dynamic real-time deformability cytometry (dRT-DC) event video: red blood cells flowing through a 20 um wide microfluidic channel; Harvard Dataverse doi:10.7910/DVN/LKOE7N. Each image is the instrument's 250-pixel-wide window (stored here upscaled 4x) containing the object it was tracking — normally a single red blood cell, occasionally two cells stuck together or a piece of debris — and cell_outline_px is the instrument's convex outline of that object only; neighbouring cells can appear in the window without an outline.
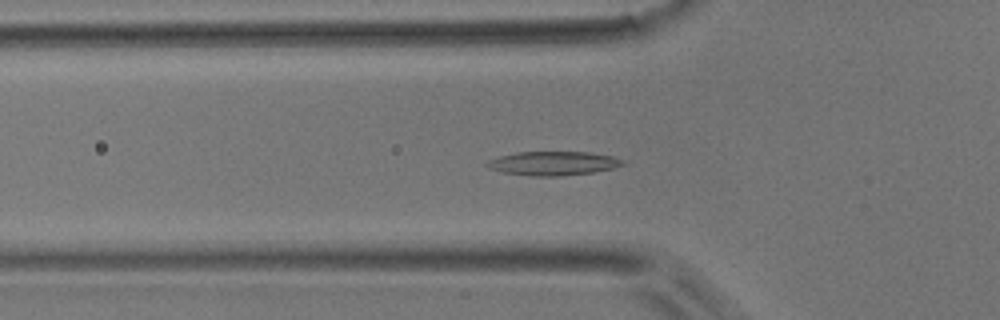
{"species": "common noctule bat (a hibernating species)", "species_latin": "Nyctalus noctula", "temperature_condition": "room temperature", "stored_images_in_passage": 35, "camera_frame_rate_fps": 3000, "um_per_image_px": 0.085, "animal": {"sex": "male", "body_mass_g": 17.9}, "frame": {"image": 1, "passage_image": 11, "time_ms": 3.333, "image_size_px": [1000, 320], "cell_outline_px": [[628, 164], [612, 168], [592, 172], [564, 176], [532, 176], [504, 172], [488, 168], [484, 164], [488, 160], [500, 156], [520, 152], [592, 152], [612, 156], [624, 160]], "centroid_in_image_um": [47.05, 13.88], "position_along_channel_um": 78.7, "area_um2": 18.96}}
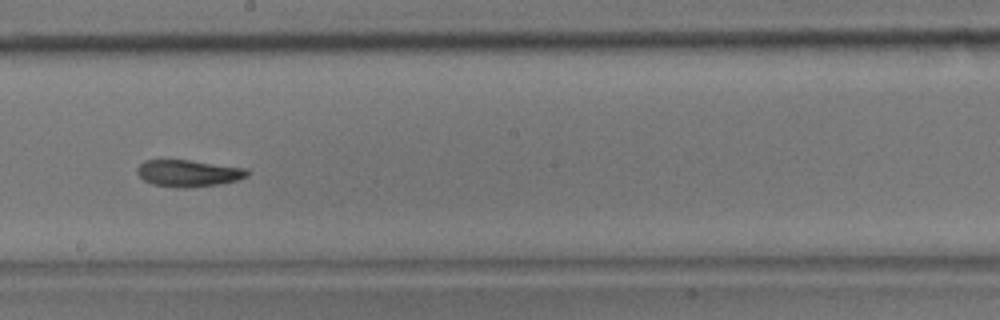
{"frame": {"image": 2, "passage_image": 23, "time_ms": 7.333, "image_size_px": [1000, 320], "cell_outline_px": [[248, 176], [236, 180], [220, 184], [188, 188], [180, 188], [152, 184], [144, 180], [136, 172], [136, 168], [144, 160], [188, 160], [244, 168], [248, 172]], "centroid_in_image_um": [15.97, 14.73], "position_along_channel_um": 232.2, "area_um2": 17.05}}
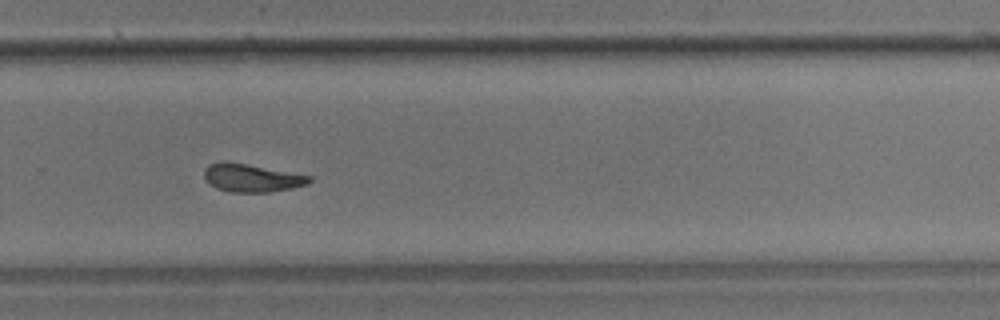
{"frame": {"image": 3, "passage_image": 29, "time_ms": 9.333, "image_size_px": [1000, 320], "cell_outline_px": [[312, 180], [308, 184], [292, 188], [268, 192], [232, 192], [216, 188], [208, 184], [204, 176], [204, 168], [208, 164], [224, 160], [248, 164], [312, 176]], "centroid_in_image_um": [21.36, 15.11], "position_along_channel_um": 308.4, "area_um2": 17.34}, "authors_computed_cell_mechanics": {"area_um2": 17.7446, "velocity_mm_per_s": 3.8162, "shape_relaxation_time_tau1_ms": 6.088, "shape_relaxation_time_tau2_ms": 3.9341, "deformation_change_tau1": 0.1685, "deformation_change_tau2": 0.1095}}